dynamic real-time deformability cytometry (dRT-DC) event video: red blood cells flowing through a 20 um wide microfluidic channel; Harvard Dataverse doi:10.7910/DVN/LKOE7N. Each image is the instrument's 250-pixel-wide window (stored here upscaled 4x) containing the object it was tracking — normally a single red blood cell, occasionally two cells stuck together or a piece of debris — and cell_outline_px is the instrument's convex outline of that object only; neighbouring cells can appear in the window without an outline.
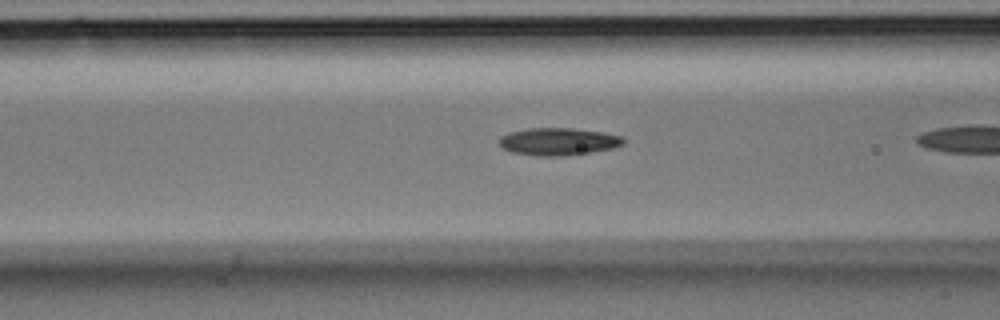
{"species": "Egyptian fruit bat (a non-hibernating species)", "species_latin": "Rousettus aegyptiacus", "temperature_condition": "room temperature", "stored_images_in_passage": 6, "camera_frame_rate_fps": 3000, "um_per_image_px": 0.085, "animal": {"sex": "male"}, "frame": {"image": 1, "passage_image": 5, "time_ms": 1.333, "image_size_px": [1000, 320], "cell_outline_px": [[628, 140], [624, 144], [612, 148], [564, 156], [536, 156], [512, 152], [504, 148], [500, 144], [500, 136], [508, 132], [528, 128], [572, 128], [600, 132], [624, 136]], "centroid_in_image_um": [47.48, 12.02], "position_along_channel_um": 119.1, "area_um2": 19.88}}